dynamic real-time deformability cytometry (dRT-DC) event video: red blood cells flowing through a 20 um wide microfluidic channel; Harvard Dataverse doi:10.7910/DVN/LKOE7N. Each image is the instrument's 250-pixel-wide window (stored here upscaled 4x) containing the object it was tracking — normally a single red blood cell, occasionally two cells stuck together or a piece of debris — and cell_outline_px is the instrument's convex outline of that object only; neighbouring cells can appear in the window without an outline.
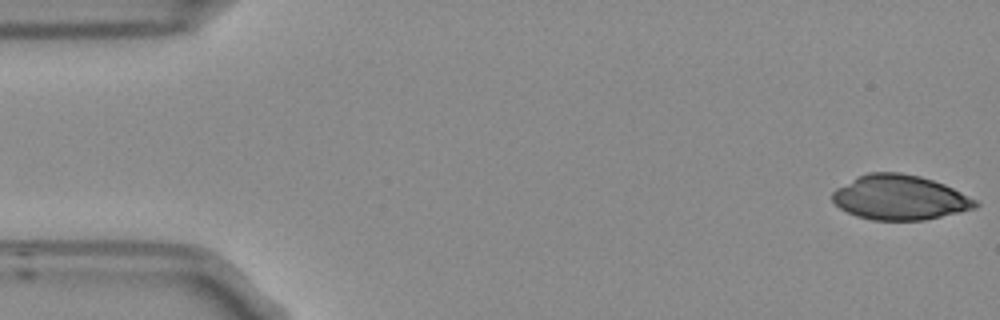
{"species": "Egyptian fruit bat (a non-hibernating species)", "species_latin": "Rousettus aegyptiacus", "temperature_condition": "room temperature", "stored_images_in_passage": 5, "camera_frame_rate_fps": 3000, "um_per_image_px": 0.085, "frame": {"image": 1, "passage_image": 1, "time_ms": 0.0, "image_size_px": [1000, 320], "cell_outline_px": [[980, 204], [976, 208], [960, 212], [924, 220], [872, 220], [856, 216], [840, 208], [832, 200], [832, 192], [836, 188], [856, 176], [868, 172], [900, 172], [920, 176], [944, 184], [976, 200]], "centroid_in_image_um": [76.46, 16.78], "position_along_channel_um": 8.5, "area_um2": 37.34}}